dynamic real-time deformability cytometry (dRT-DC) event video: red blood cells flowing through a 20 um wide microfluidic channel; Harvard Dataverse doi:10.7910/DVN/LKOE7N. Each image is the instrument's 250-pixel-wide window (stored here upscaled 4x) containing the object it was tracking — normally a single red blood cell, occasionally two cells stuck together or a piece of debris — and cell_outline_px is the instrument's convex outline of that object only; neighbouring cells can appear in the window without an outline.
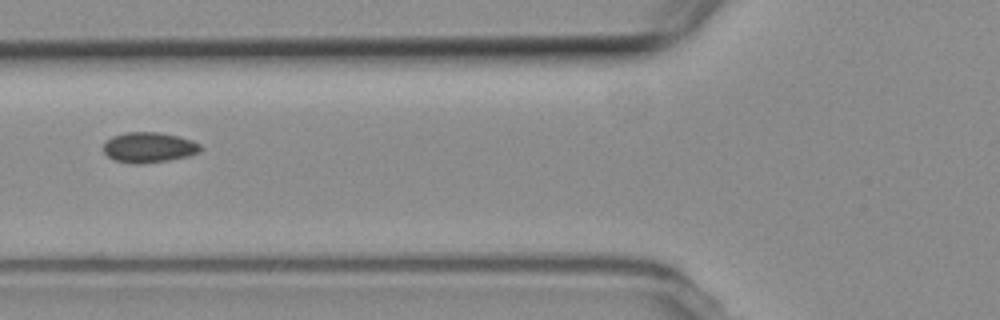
{"species": "common noctule bat (a hibernating species)", "species_latin": "Nyctalus noctula", "temperature_condition": "room temperature", "stored_images_in_passage": 13, "camera_frame_rate_fps": 3000, "um_per_image_px": 0.085, "animal": {"sex": "female", "body_mass_g": 19.3, "forearm_length_mm": 54.1}, "frame": {"image": 1, "passage_image": 4, "time_ms": 4.667, "image_size_px": [1000, 320], "cell_outline_px": [[204, 148], [200, 152], [188, 156], [168, 160], [136, 164], [116, 160], [108, 156], [104, 152], [104, 144], [112, 136], [124, 132], [160, 132], [192, 140], [200, 144]], "centroid_in_image_um": [12.69, 12.52], "position_along_channel_um": 113.1, "area_um2": 17.05}}
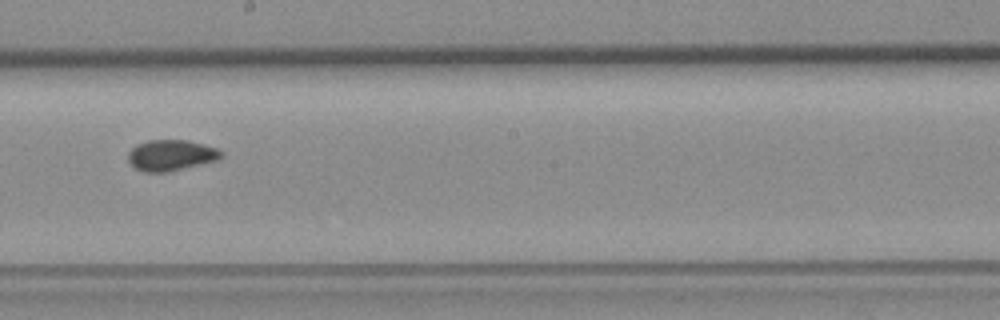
{"frame": {"image": 2, "passage_image": 7, "time_ms": 8.0, "image_size_px": [1000, 320], "cell_outline_px": [[224, 156], [216, 160], [168, 172], [144, 172], [136, 168], [128, 160], [128, 152], [136, 144], [148, 140], [188, 140], [204, 144], [216, 148], [224, 152]], "centroid_in_image_um": [14.54, 13.18], "position_along_channel_um": 233.7, "area_um2": 16.76}}
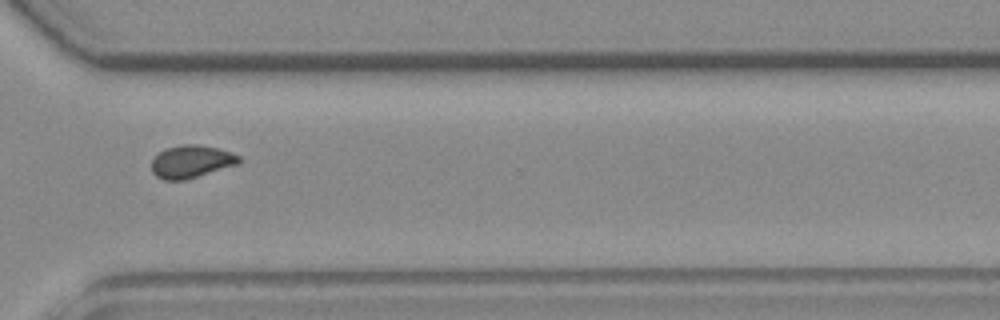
{"frame": {"image": 3, "passage_image": 10, "time_ms": 11.333, "image_size_px": [1000, 320], "cell_outline_px": [[240, 164], [184, 180], [164, 180], [156, 176], [152, 172], [152, 160], [160, 152], [168, 148], [180, 144], [196, 144], [220, 148], [240, 156]], "centroid_in_image_um": [16.28, 13.73], "position_along_channel_um": 354.3, "area_um2": 16.65}, "authors_computed_cell_mechanics": {"area_um2": 16.762, "velocity_mm_per_s": 3.606, "shape_relaxation_time_tau1_ms": 2.2785, "shape_relaxation_time_tau2_ms": 2.7725, "deformation_change_tau1": 0.138, "deformation_change_tau2": 0.0411}}